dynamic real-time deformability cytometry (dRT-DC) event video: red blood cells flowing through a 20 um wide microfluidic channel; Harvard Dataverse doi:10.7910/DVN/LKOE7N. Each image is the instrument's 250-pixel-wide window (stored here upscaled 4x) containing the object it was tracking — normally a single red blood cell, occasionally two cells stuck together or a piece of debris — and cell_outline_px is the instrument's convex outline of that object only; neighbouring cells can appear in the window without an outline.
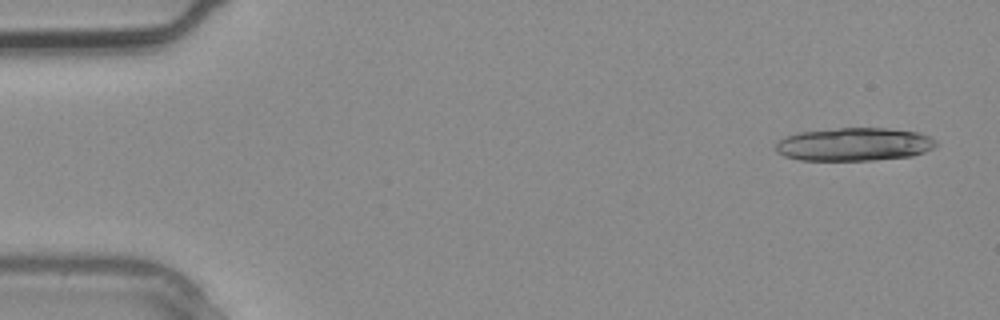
{"species": "common noctule bat (a hibernating species)", "species_latin": "Nyctalus noctula", "temperature_condition": "warm", "stored_images_in_passage": 3, "camera_frame_rate_fps": 3000, "um_per_image_px": 0.085, "animal": {"sex": "male", "body_mass_g": 20.4}, "frame": {"image": 1, "passage_image": 1, "time_ms": 0.0, "image_size_px": [1000, 320], "cell_outline_px": [[940, 144], [936, 148], [912, 156], [872, 160], [800, 160], [784, 156], [776, 152], [776, 144], [784, 136], [800, 132], [840, 128], [888, 128], [920, 132], [936, 140]], "centroid_in_image_um": [72.65, 12.27], "position_along_channel_um": 12.3, "area_um2": 31.21}}